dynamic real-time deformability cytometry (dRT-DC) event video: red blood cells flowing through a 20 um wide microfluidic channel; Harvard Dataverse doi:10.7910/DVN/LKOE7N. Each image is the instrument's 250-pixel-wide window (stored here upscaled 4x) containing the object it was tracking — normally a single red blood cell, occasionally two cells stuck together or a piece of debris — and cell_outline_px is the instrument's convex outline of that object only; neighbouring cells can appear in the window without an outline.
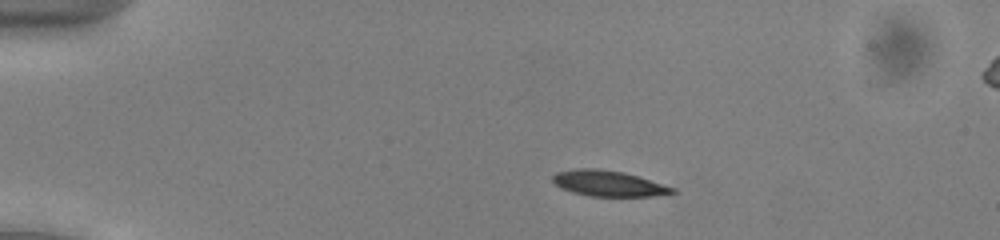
{"species": "common noctule bat (a hibernating species)", "species_latin": "Nyctalus noctula", "temperature_condition": "cold", "stored_images_in_passage": 48, "camera_frame_rate_fps": 3000, "um_per_image_px": 0.085, "animal": {"sex": "male", "body_mass_g": 13.0, "forearm_length_mm": 53.1}, "frame": {"image": 1, "passage_image": 6, "time_ms": 1.667, "image_size_px": [1000, 240], "cell_outline_px": [[676, 192], [652, 196], [588, 196], [572, 192], [560, 188], [552, 180], [552, 176], [556, 172], [580, 168], [592, 168], [624, 172], [676, 188]], "centroid_in_image_um": [51.69, 15.59], "position_along_channel_um": 33.3, "area_um2": 17.8}}
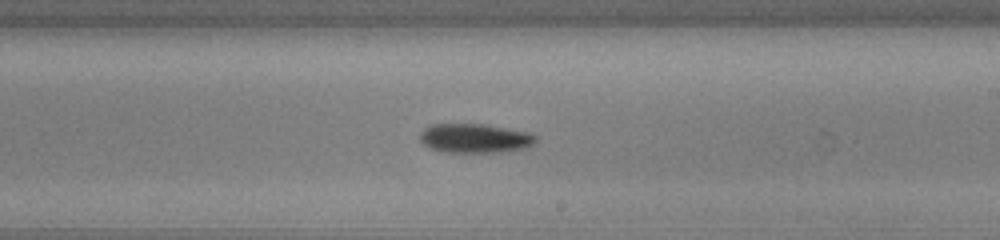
{"frame": {"image": 2, "passage_image": 27, "time_ms": 8.667, "image_size_px": [1000, 240], "cell_outline_px": [[536, 140], [528, 148], [496, 152], [444, 152], [432, 148], [424, 144], [420, 140], [420, 132], [424, 128], [432, 124], [484, 124], [528, 132], [536, 136]], "centroid_in_image_um": [40.36, 11.75], "position_along_channel_um": 248.6, "area_um2": 19.59}}
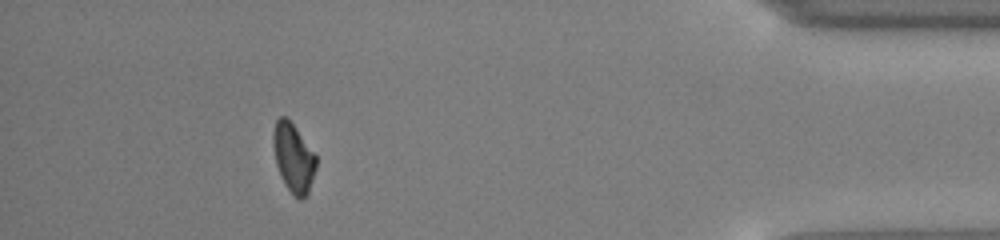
{"frame": {"image": 3, "passage_image": 43, "time_ms": 14.0, "image_size_px": [1000, 240], "cell_outline_px": [[316, 168], [308, 192], [300, 200], [292, 196], [284, 184], [280, 176], [276, 164], [272, 144], [272, 132], [276, 120], [280, 116], [288, 116], [316, 156]], "centroid_in_image_um": [24.91, 13.39], "position_along_channel_um": 410.3, "area_um2": 17.46}, "authors_computed_cell_mechanics": {"area_um2": 18.2359, "velocity_mm_per_s": 3.9535, "shape_relaxation_time_tau1_ms": 1.8772, "shape_relaxation_time_tau2_ms": null, "deformation_change_tau1": 0.081, "deformation_change_tau2": null}}